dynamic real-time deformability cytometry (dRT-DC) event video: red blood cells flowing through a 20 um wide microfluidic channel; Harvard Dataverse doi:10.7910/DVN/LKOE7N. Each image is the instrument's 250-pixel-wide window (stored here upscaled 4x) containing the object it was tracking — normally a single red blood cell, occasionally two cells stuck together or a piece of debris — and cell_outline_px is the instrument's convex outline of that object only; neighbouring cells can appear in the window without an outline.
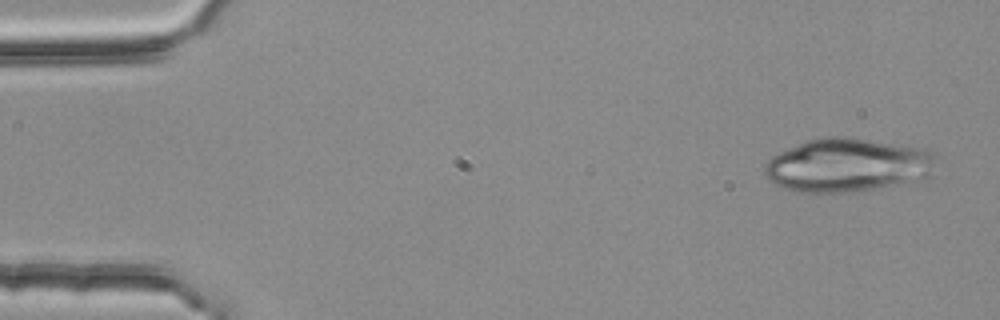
{"species": "common noctule bat (a hibernating species)", "species_latin": "Nyctalus noctula", "temperature_condition": "room temperature", "stored_images_in_passage": 3, "camera_frame_rate_fps": 3000, "um_per_image_px": 0.085, "animal": {"sex": "female", "body_mass_g": 25.1}, "frame": {"image": 1, "passage_image": 1, "time_ms": 0.0, "image_size_px": [1000, 320], "cell_outline_px": [[936, 160], [932, 176], [920, 180], [876, 188], [848, 192], [796, 192], [784, 188], [768, 180], [764, 172], [764, 168], [768, 160], [772, 156], [804, 140], [824, 136], [852, 136], [908, 144], [928, 148], [936, 156]], "centroid_in_image_um": [72.1, 14.0], "position_along_channel_um": 12.9, "area_um2": 54.68}}